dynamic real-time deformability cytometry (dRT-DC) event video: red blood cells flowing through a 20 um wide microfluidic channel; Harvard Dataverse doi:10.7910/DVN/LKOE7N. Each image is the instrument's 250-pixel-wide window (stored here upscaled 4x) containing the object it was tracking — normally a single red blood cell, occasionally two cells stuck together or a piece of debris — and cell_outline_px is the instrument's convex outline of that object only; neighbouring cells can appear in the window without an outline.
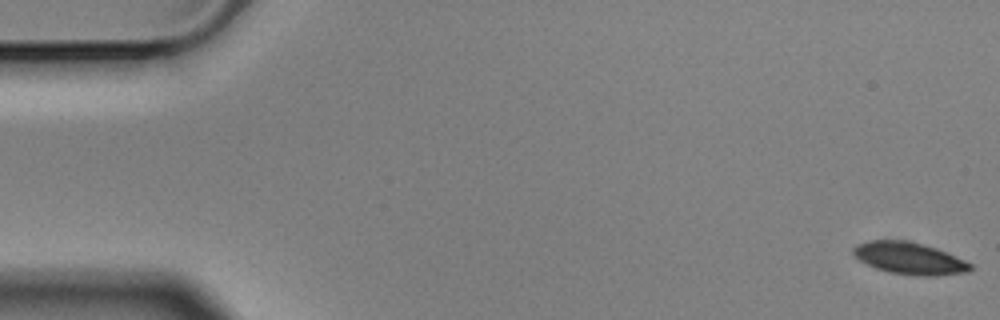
{"species": "Egyptian fruit bat (a non-hibernating species)", "species_latin": "Rousettus aegyptiacus", "temperature_condition": "cold", "stored_images_in_passage": 5, "camera_frame_rate_fps": 3000, "um_per_image_px": 0.085, "animal": {"sex": "male"}, "frame": {"image": 1, "passage_image": 1, "time_ms": 0.0, "image_size_px": [1000, 320], "cell_outline_px": [[972, 268], [968, 272], [936, 276], [916, 276], [888, 272], [876, 268], [860, 260], [852, 252], [852, 248], [856, 244], [868, 240], [908, 240], [924, 244], [936, 248], [964, 260], [972, 264]], "centroid_in_image_um": [77.29, 21.95], "position_along_channel_um": 7.7, "area_um2": 21.91}}
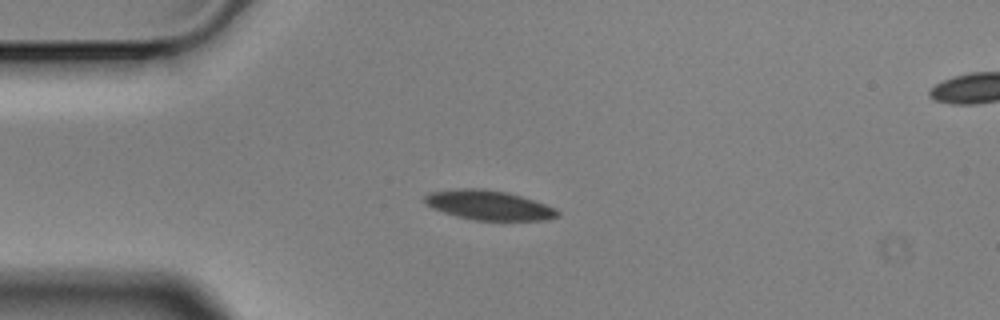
{"frame": {"image": 2, "passage_image": 4, "time_ms": 1.0, "image_size_px": [1000, 320], "cell_outline_px": [[560, 216], [548, 220], [472, 220], [456, 216], [432, 208], [424, 204], [424, 196], [432, 192], [456, 188], [484, 188], [508, 192], [556, 208], [560, 212]], "centroid_in_image_um": [41.54, 17.44], "position_along_channel_um": 43.5, "area_um2": 23.0}}